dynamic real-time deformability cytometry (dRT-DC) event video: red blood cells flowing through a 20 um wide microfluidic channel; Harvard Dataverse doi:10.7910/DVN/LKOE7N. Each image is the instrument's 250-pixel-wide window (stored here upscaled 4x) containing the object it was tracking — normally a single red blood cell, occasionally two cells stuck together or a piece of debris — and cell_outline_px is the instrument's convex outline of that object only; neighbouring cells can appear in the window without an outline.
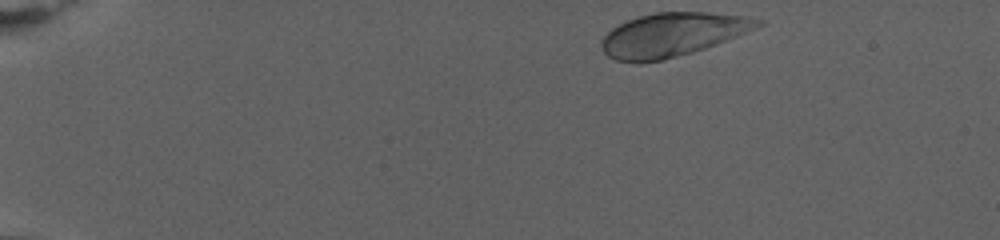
{"species": "human", "species_latin": "Homo sapiens", "temperature_condition": "warm", "stored_images_in_passage": 58, "camera_frame_rate_fps": 3000, "um_per_image_px": 0.085, "donor": {"sex": "female"}, "frame": {"image": 1, "passage_image": 1, "time_ms": 0.0, "image_size_px": [1000, 240], "cell_outline_px": [[768, 24], [704, 48], [692, 52], [664, 60], [640, 64], [616, 60], [608, 56], [600, 48], [600, 40], [612, 28], [628, 20], [640, 16], [656, 12], [708, 12], [748, 16], [764, 20]], "centroid_in_image_um": [57.16, 2.95], "position_along_channel_um": 27.8, "area_um2": 40.0}}
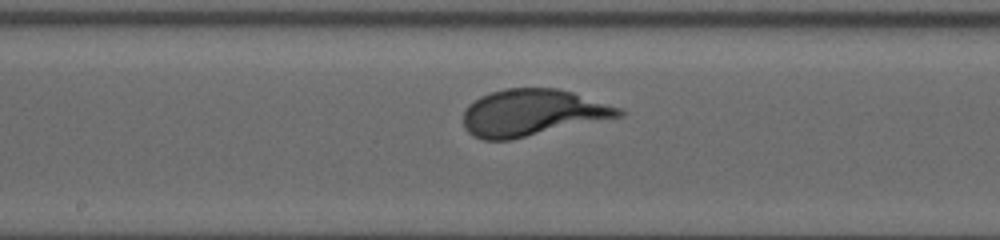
{"frame": {"image": 2, "passage_image": 32, "time_ms": 10.333, "image_size_px": [1000, 240], "cell_outline_px": [[624, 116], [512, 140], [484, 140], [472, 136], [464, 128], [464, 108], [468, 104], [480, 96], [504, 88], [556, 88], [572, 92], [624, 108]], "centroid_in_image_um": [45.27, 9.59], "position_along_channel_um": 202.9, "area_um2": 42.77}}
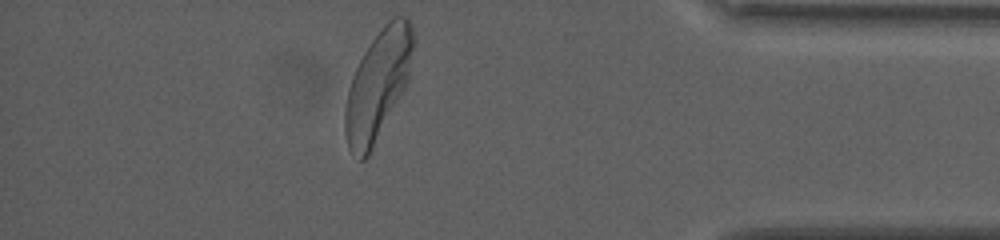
{"frame": {"image": 3, "passage_image": 57, "time_ms": 18.667, "image_size_px": [1000, 240], "cell_outline_px": [[416, 40], [408, 80], [404, 88], [368, 156], [364, 160], [360, 160], [348, 148], [344, 132], [344, 108], [352, 76], [364, 52], [372, 40], [384, 24], [388, 20], [396, 16], [404, 16], [412, 24], [416, 36]], "centroid_in_image_um": [32.14, 7.18], "position_along_channel_um": 403.1, "area_um2": 43.29}}